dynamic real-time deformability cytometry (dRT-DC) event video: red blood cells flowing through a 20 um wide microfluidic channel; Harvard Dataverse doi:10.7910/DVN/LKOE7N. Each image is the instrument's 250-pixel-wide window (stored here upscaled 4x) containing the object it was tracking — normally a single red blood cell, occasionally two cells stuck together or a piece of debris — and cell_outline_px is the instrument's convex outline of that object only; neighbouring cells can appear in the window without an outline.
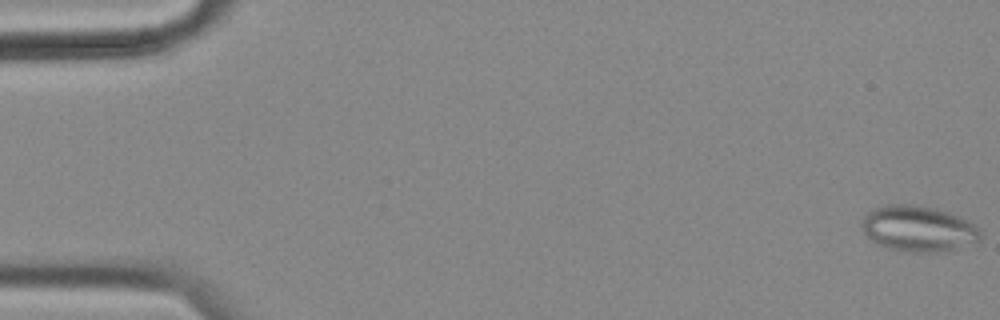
{"species": "common noctule bat (a hibernating species)", "species_latin": "Nyctalus noctula", "temperature_condition": "cold", "stored_images_in_passage": 58, "camera_frame_rate_fps": 3000, "um_per_image_px": 0.085, "animal": {"sex": "female", "body_mass_g": 18.4}, "frame": {"image": 1, "passage_image": 1, "time_ms": 0.0, "image_size_px": [1000, 320], "cell_outline_px": [[984, 236], [976, 244], [936, 252], [912, 252], [888, 248], [876, 244], [864, 232], [860, 224], [864, 216], [868, 212], [876, 208], [888, 204], [908, 204], [936, 208], [960, 216], [976, 224]], "centroid_in_image_um": [78.11, 19.44], "position_along_channel_um": 6.9, "area_um2": 31.96}}
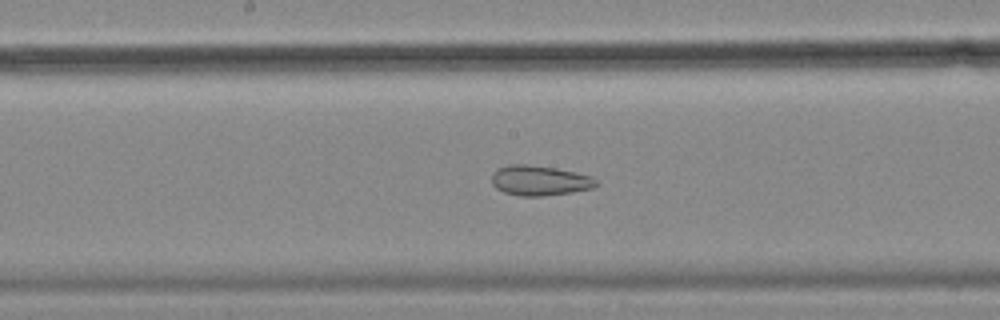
{"frame": {"image": 2, "passage_image": 30, "time_ms": 9.667, "image_size_px": [1000, 320], "cell_outline_px": [[600, 184], [592, 188], [568, 192], [540, 196], [520, 196], [504, 192], [496, 188], [492, 184], [492, 172], [496, 168], [508, 164], [524, 164], [556, 168], [576, 172], [592, 176]], "centroid_in_image_um": [45.84, 15.33], "position_along_channel_um": 202.4, "area_um2": 18.32}}
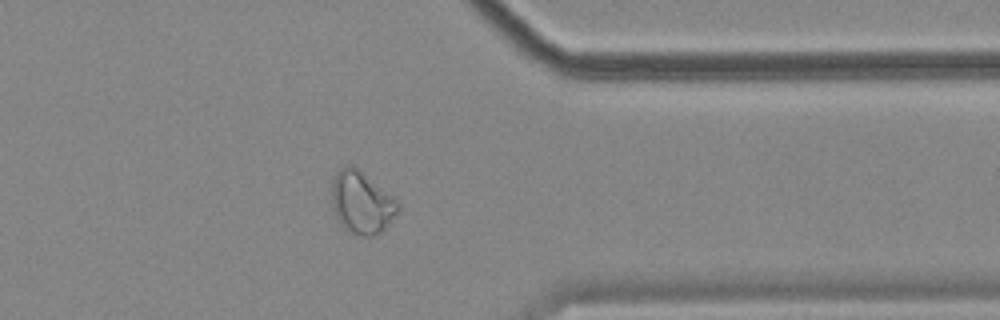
{"frame": {"image": 3, "passage_image": 46, "time_ms": 15.0, "image_size_px": [1000, 320], "cell_outline_px": [[400, 208], [384, 228], [380, 232], [372, 236], [360, 236], [344, 228], [336, 216], [332, 208], [332, 180], [336, 172], [344, 164], [352, 164], [392, 196], [400, 204]], "centroid_in_image_um": [30.7, 17.19], "position_along_channel_um": 380.7, "area_um2": 23.76}, "authors_computed_cell_mechanics": {"area_um2": 24.9985, "velocity_mm_per_s": 3.4965, "shape_relaxation_time_tau1_ms": null, "shape_relaxation_time_tau2_ms": 3.3257, "deformation_change_tau1": null, "deformation_change_tau2": 0.109}}